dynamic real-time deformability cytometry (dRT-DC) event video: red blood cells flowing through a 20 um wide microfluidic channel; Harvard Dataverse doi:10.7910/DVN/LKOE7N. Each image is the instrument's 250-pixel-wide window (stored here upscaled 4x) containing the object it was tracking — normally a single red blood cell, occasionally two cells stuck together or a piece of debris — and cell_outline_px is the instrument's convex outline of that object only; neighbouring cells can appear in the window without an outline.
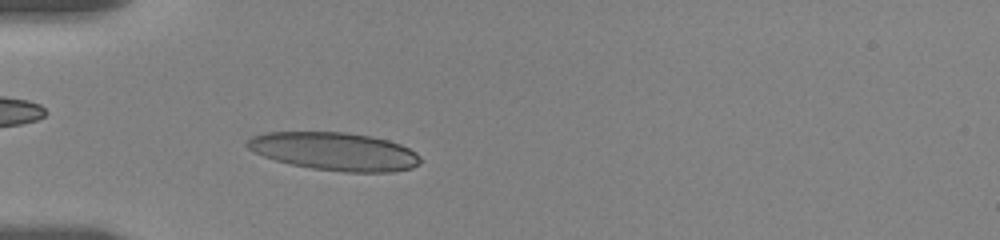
{"species": "human", "species_latin": "Homo sapiens", "temperature_condition": "room temperature", "stored_images_in_passage": 26, "camera_frame_rate_fps": 3000, "um_per_image_px": 0.085, "donor": {"sex": "female"}, "frame": {"image": 1, "passage_image": 3, "time_ms": 0.333, "image_size_px": [1000, 240], "cell_outline_px": [[420, 164], [412, 168], [392, 172], [344, 172], [312, 168], [292, 164], [276, 160], [264, 156], [248, 148], [244, 144], [252, 136], [268, 132], [344, 132], [372, 136], [388, 140], [400, 144], [416, 152], [420, 156]], "centroid_in_image_um": [28.47, 12.87], "position_along_channel_um": 56.5, "area_um2": 38.32}}
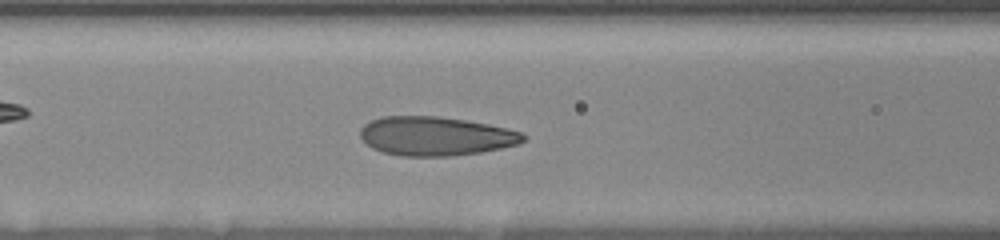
{"frame": {"image": 2, "passage_image": 15, "time_ms": 2.667, "image_size_px": [1000, 240], "cell_outline_px": [[524, 140], [520, 144], [480, 152], [448, 156], [400, 156], [384, 152], [372, 148], [360, 136], [360, 128], [364, 124], [372, 120], [384, 116], [436, 116], [464, 120], [488, 124], [520, 132], [524, 136]], "centroid_in_image_um": [37.0, 11.57], "position_along_channel_um": 129.6, "area_um2": 36.7}}
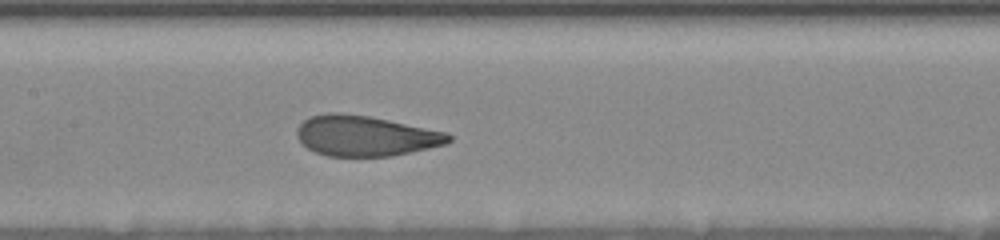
{"frame": {"image": 3, "passage_image": 23, "time_ms": 4.0, "image_size_px": [1000, 240], "cell_outline_px": [[452, 140], [448, 144], [392, 156], [328, 156], [316, 152], [308, 148], [300, 140], [296, 132], [300, 124], [304, 120], [312, 116], [328, 112], [336, 112], [368, 116], [448, 132], [452, 136]], "centroid_in_image_um": [31.1, 11.55], "position_along_channel_um": 176.3, "area_um2": 35.6}}